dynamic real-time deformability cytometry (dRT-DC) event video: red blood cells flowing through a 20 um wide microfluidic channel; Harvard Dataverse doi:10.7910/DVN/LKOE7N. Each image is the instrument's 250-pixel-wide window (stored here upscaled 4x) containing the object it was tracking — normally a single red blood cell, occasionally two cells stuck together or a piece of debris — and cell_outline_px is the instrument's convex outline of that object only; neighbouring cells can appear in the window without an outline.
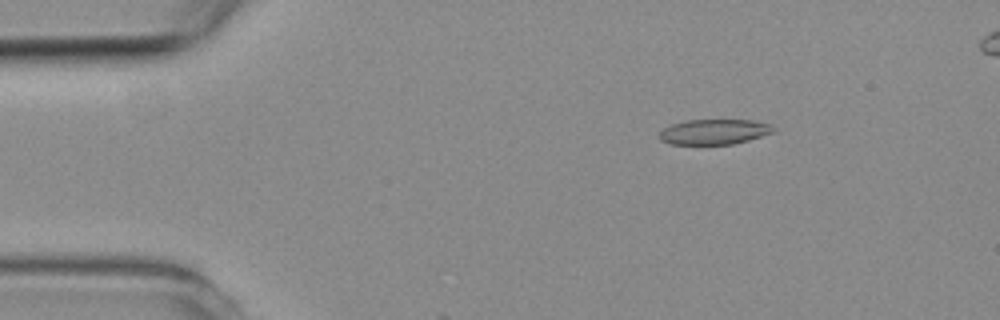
{"species": "common noctule bat (a hibernating species)", "species_latin": "Nyctalus noctula", "temperature_condition": "room temperature", "stored_images_in_passage": 4, "camera_frame_rate_fps": 3000, "um_per_image_px": 0.085, "animal": {"sex": "female", "body_mass_g": 19.3, "forearm_length_mm": 54.1}, "frame": {"image": 1, "passage_image": 4, "time_ms": 3.667, "image_size_px": [1000, 320], "cell_outline_px": [[776, 132], [748, 140], [732, 144], [668, 144], [660, 140], [660, 132], [664, 128], [672, 124], [688, 120], [752, 120], [772, 124], [776, 128]], "centroid_in_image_um": [60.75, 11.2], "position_along_channel_um": 24.2, "area_um2": 16.82}}